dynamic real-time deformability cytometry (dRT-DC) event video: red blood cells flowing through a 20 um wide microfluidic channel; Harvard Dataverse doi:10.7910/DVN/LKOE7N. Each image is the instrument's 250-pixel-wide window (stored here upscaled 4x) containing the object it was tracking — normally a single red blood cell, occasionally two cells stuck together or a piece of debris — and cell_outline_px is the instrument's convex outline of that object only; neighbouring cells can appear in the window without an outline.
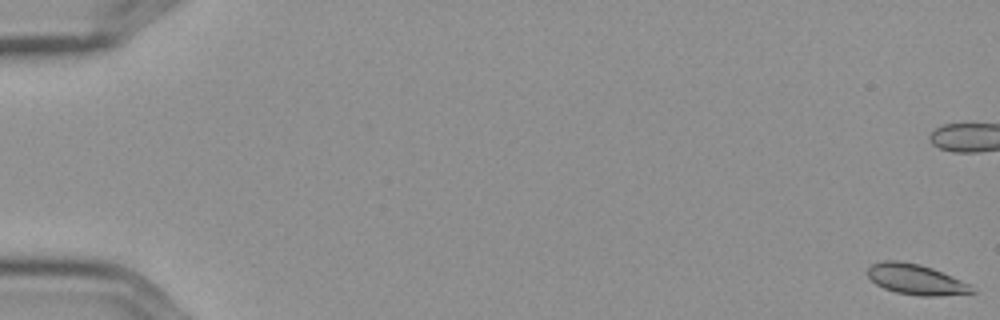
{"species": "Egyptian fruit bat (a non-hibernating species)", "species_latin": "Rousettus aegyptiacus", "temperature_condition": "cold", "stored_images_in_passage": 7, "camera_frame_rate_fps": 3000, "um_per_image_px": 0.085, "frame": {"image": 1, "passage_image": 1, "time_ms": 0.0, "image_size_px": [1000, 320], "cell_outline_px": [[976, 292], [940, 296], [920, 296], [896, 292], [884, 288], [876, 284], [868, 276], [868, 268], [872, 264], [884, 260], [900, 260], [920, 264], [932, 268], [972, 284]], "centroid_in_image_um": [77.88, 23.75], "position_along_channel_um": 7.1, "area_um2": 18.61}}
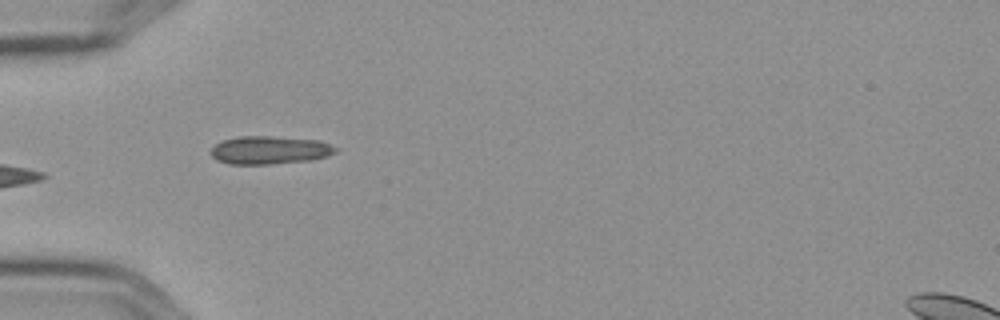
{"frame": {"image": 2, "passage_image": 7, "time_ms": 2.0, "image_size_px": [1000, 320], "cell_outline_px": [[336, 152], [328, 156], [312, 160], [268, 164], [228, 164], [216, 160], [212, 156], [212, 148], [216, 144], [224, 140], [236, 136], [268, 136], [320, 140], [336, 148]], "centroid_in_image_um": [22.92, 12.76], "position_along_channel_um": 62.1, "area_um2": 20.35}}